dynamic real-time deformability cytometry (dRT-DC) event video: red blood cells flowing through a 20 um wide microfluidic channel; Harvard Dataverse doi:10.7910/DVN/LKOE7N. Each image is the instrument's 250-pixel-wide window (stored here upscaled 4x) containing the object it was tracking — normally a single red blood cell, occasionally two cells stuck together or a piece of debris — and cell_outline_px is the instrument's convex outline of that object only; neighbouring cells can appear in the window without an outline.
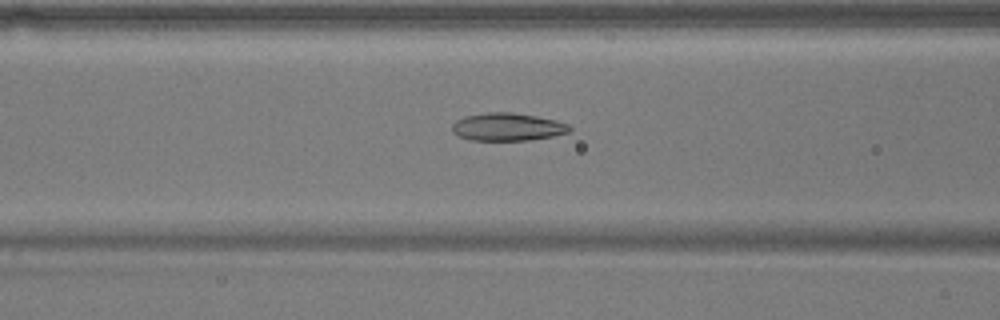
{"species": "common noctule bat (a hibernating species)", "species_latin": "Nyctalus noctula", "temperature_condition": "warm", "stored_images_in_passage": 41, "camera_frame_rate_fps": 3000, "um_per_image_px": 0.085, "animal": {"sex": "male", "body_mass_g": 17.9}, "frame": {"image": 1, "passage_image": 9, "time_ms": 2.667, "image_size_px": [1000, 320], "cell_outline_px": [[572, 128], [568, 132], [552, 136], [528, 140], [472, 140], [460, 136], [452, 132], [452, 124], [456, 120], [464, 116], [488, 112], [512, 112], [536, 116], [556, 120], [568, 124]], "centroid_in_image_um": [43.12, 10.78], "position_along_channel_um": 123.5, "area_um2": 18.96}}
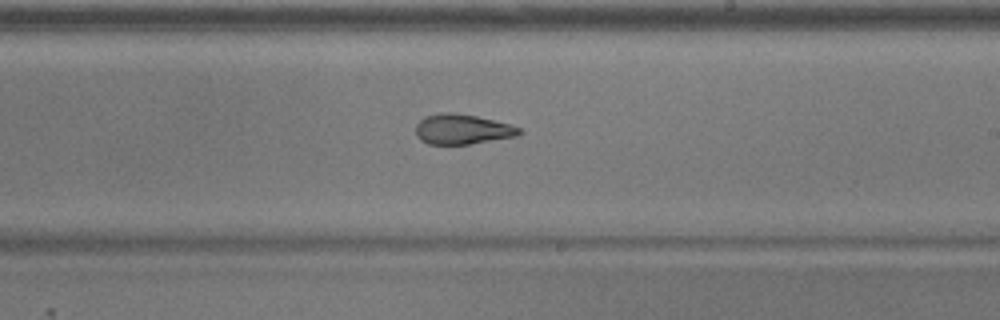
{"frame": {"image": 2, "passage_image": 19, "time_ms": 6.0, "image_size_px": [1000, 320], "cell_outline_px": [[524, 132], [516, 136], [468, 144], [428, 144], [420, 140], [416, 136], [416, 124], [424, 116], [440, 112], [452, 112], [476, 116], [508, 124], [520, 128]], "centroid_in_image_um": [39.25, 10.98], "position_along_channel_um": 249.8, "area_um2": 18.09}}
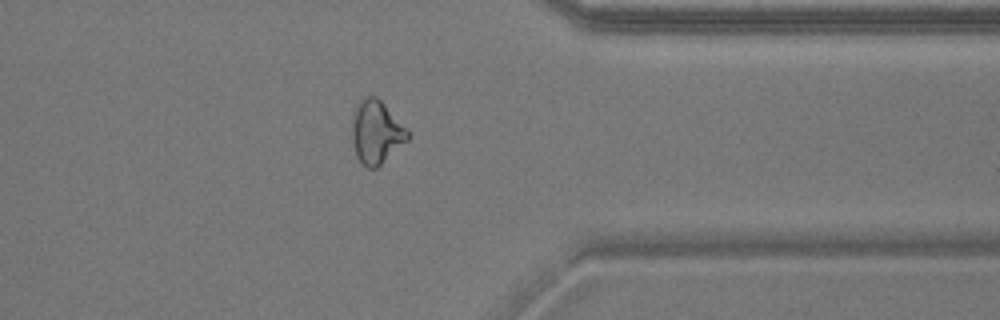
{"frame": {"image": 3, "passage_image": 30, "time_ms": 9.667, "image_size_px": [1000, 320], "cell_outline_px": [[412, 136], [408, 140], [376, 168], [368, 168], [360, 164], [356, 156], [352, 140], [352, 124], [356, 108], [360, 100], [364, 96], [376, 96], [384, 104]], "centroid_in_image_um": [31.97, 11.26], "position_along_channel_um": 379.4, "area_um2": 20.23}, "authors_computed_cell_mechanics": {"area_um2": 19.5364, "velocity_mm_per_s": 3.7962, "shape_relaxation_time_tau1_ms": null, "shape_relaxation_time_tau2_ms": 2.7844, "deformation_change_tau1": null, "deformation_change_tau2": 0.1069}}